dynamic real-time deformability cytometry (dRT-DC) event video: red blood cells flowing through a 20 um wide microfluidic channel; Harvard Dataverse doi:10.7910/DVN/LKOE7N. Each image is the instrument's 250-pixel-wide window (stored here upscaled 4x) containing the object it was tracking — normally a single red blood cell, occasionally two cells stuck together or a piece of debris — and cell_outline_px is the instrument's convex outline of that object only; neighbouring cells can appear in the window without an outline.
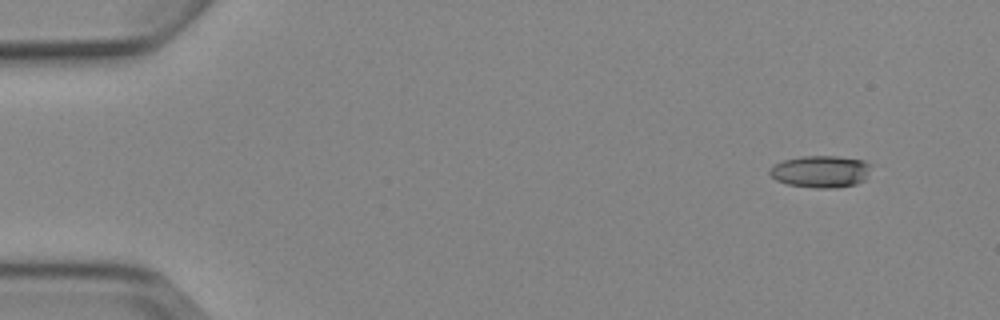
{"species": "Egyptian fruit bat (a non-hibernating species)", "species_latin": "Rousettus aegyptiacus", "temperature_condition": "cold", "stored_images_in_passage": 4, "camera_frame_rate_fps": 3000, "um_per_image_px": 0.085, "animal": {"sex": "female"}, "frame": {"image": 1, "passage_image": 1, "time_ms": 0.0, "image_size_px": [1000, 320], "cell_outline_px": [[872, 164], [864, 180], [856, 184], [836, 188], [816, 188], [788, 184], [776, 180], [768, 172], [776, 164], [784, 160], [800, 156], [836, 156], [864, 160]], "centroid_in_image_um": [69.79, 14.58], "position_along_channel_um": 15.2, "area_um2": 18.84}}
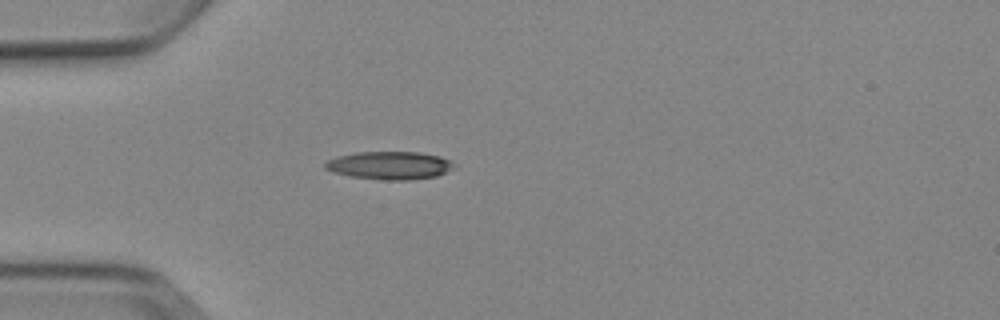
{"frame": {"image": 2, "passage_image": 4, "time_ms": 3.667, "image_size_px": [1000, 320], "cell_outline_px": [[456, 168], [436, 176], [408, 180], [384, 180], [352, 176], [336, 172], [324, 168], [324, 164], [328, 160], [336, 156], [356, 152], [420, 152], [440, 156], [452, 160], [456, 164]], "centroid_in_image_um": [33.18, 14.05], "position_along_channel_um": 51.8, "area_um2": 21.1}}